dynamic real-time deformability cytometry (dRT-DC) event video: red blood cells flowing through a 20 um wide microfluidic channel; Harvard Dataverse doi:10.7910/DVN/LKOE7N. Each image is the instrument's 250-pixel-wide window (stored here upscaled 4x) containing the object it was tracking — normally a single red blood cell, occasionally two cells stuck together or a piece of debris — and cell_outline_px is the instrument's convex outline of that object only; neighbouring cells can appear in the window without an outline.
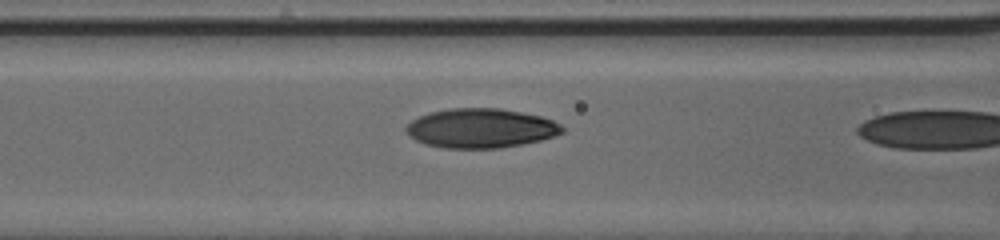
{"species": "human", "species_latin": "Homo sapiens", "temperature_condition": "cold", "stored_images_in_passage": 19, "camera_frame_rate_fps": 3000, "um_per_image_px": 0.085, "donor": {"sex": "male"}, "frame": {"image": 1, "passage_image": 18, "time_ms": 5.667, "image_size_px": [1000, 240], "cell_outline_px": [[564, 132], [556, 136], [540, 140], [500, 148], [444, 148], [424, 144], [408, 136], [404, 132], [404, 128], [412, 120], [428, 112], [448, 108], [500, 108], [540, 116], [552, 120], [560, 124], [564, 128]], "centroid_in_image_um": [40.83, 10.9], "position_along_channel_um": 125.8, "area_um2": 36.01}}